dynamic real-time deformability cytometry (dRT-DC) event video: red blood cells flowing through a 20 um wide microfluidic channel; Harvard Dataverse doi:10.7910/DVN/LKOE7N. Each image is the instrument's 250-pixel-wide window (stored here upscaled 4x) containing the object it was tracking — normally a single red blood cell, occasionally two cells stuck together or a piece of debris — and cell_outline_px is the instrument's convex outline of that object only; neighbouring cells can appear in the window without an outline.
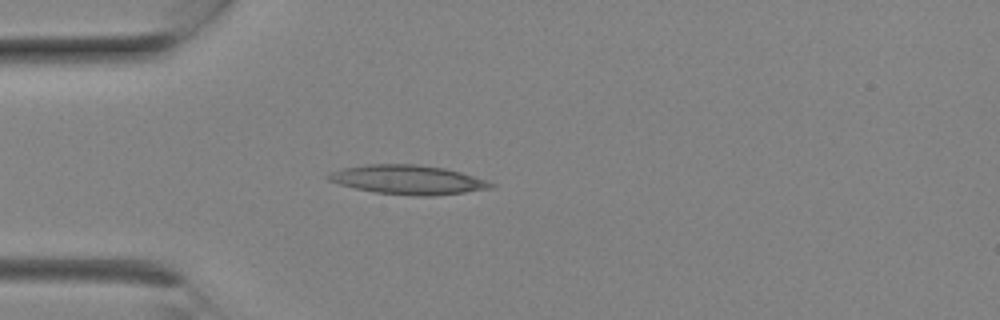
{"species": "Egyptian fruit bat (a non-hibernating species)", "species_latin": "Rousettus aegyptiacus", "temperature_condition": "room temperature", "stored_images_in_passage": 4, "camera_frame_rate_fps": 3000, "um_per_image_px": 0.085, "animal": {"sex": "female"}, "frame": {"image": 1, "passage_image": 1, "time_ms": 0.0, "image_size_px": [1000, 320], "cell_outline_px": [[496, 188], [432, 196], [416, 196], [372, 192], [340, 184], [328, 180], [324, 176], [328, 172], [344, 168], [368, 164], [416, 164], [444, 168], [460, 172], [488, 180], [496, 184]], "centroid_in_image_um": [34.69, 15.28], "position_along_channel_um": 50.3, "area_um2": 27.8}}
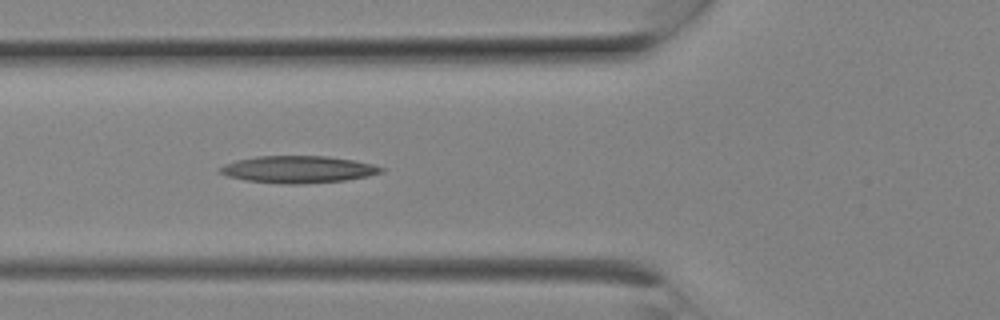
{"frame": {"image": 2, "passage_image": 3, "time_ms": 0.667, "image_size_px": [1000, 320], "cell_outline_px": [[384, 172], [368, 176], [344, 180], [300, 184], [280, 184], [244, 180], [228, 176], [220, 172], [216, 168], [224, 164], [236, 160], [256, 156], [324, 156], [352, 160], [372, 164], [384, 168]], "centroid_in_image_um": [25.29, 14.4], "position_along_channel_um": 100.5, "area_um2": 25.43}}
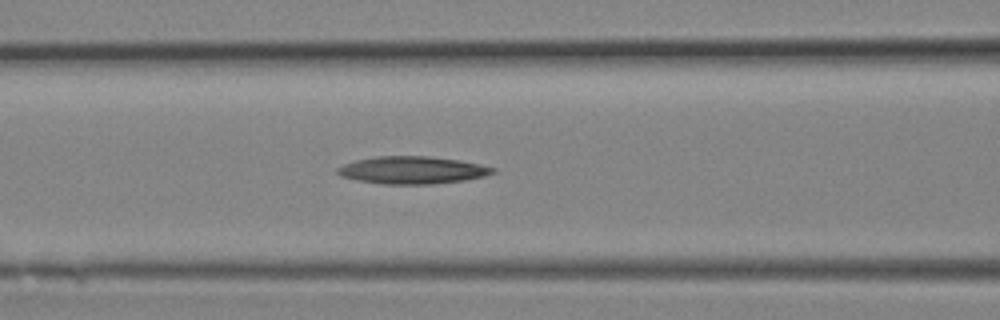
{"frame": {"image": 3, "passage_image": 4, "time_ms": 1.0, "image_size_px": [1000, 320], "cell_outline_px": [[496, 172], [484, 176], [464, 180], [432, 184], [384, 184], [356, 180], [340, 176], [336, 172], [336, 168], [344, 164], [356, 160], [376, 156], [428, 156], [460, 160], [480, 164], [496, 168]], "centroid_in_image_um": [35.04, 14.46], "position_along_channel_um": 131.6, "area_um2": 24.91}}